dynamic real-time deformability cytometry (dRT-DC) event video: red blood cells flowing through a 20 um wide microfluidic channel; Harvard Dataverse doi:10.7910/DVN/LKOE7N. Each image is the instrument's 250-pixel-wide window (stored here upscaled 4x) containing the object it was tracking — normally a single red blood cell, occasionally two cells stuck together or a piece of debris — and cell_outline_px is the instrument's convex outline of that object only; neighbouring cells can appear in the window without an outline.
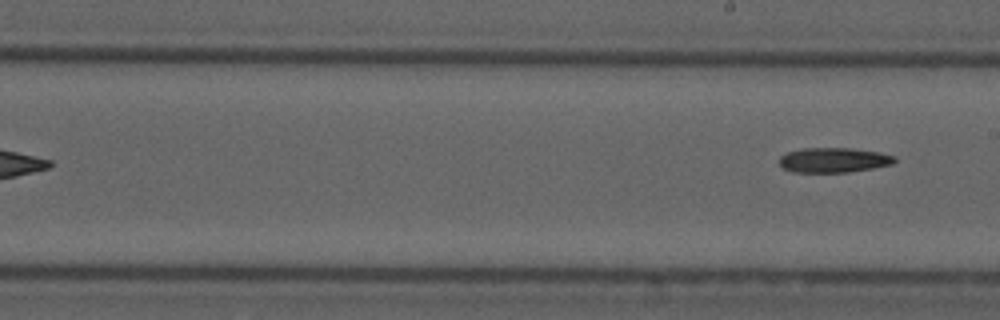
{"species": "common noctule bat (a hibernating species)", "species_latin": "Nyctalus noctula", "temperature_condition": "cold", "stored_images_in_passage": 9, "segment_of_instrument_passage": [2, 2], "camera_frame_rate_fps": 3000, "um_per_image_px": 0.085, "animal": {"sex": "male", "forearm_length_mm": 52.5}, "frame": {"image": 1, "passage_image": 9, "time_ms": 2.667, "image_size_px": [1000, 320], "cell_outline_px": [[896, 160], [892, 164], [872, 168], [848, 172], [792, 172], [784, 168], [780, 164], [780, 156], [788, 152], [804, 148], [852, 148], [880, 152], [896, 156]], "centroid_in_image_um": [70.88, 13.6], "position_along_channel_um": 218.1, "area_um2": 16.65}}